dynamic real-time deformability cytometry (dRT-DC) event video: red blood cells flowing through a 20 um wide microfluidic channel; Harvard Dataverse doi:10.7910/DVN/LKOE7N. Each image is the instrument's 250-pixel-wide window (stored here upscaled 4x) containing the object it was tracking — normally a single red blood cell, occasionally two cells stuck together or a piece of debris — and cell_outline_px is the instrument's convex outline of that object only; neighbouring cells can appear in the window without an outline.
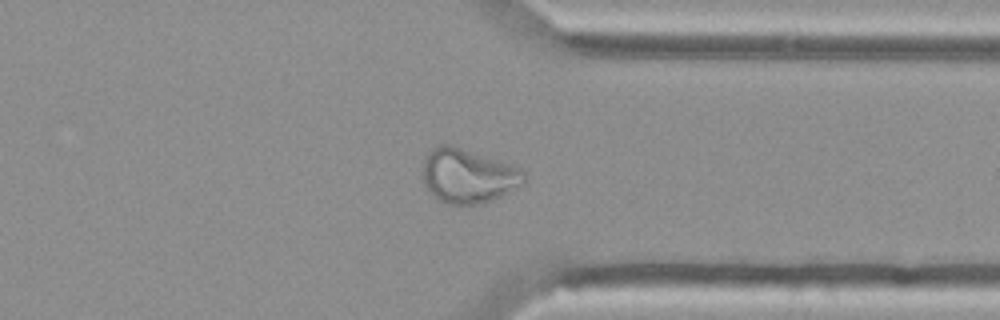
{"species": "Egyptian fruit bat (a non-hibernating species)", "species_latin": "Rousettus aegyptiacus", "temperature_condition": "cold", "stored_images_in_passage": 53, "camera_frame_rate_fps": 3000, "um_per_image_px": 0.085, "animal": {"sex": "female"}, "frame": {"image": 1, "passage_image": 41, "time_ms": 13.333, "image_size_px": [1000, 320], "cell_outline_px": [[528, 176], [524, 184], [500, 196], [480, 204], [448, 204], [432, 196], [428, 192], [420, 176], [424, 160], [428, 152], [432, 148], [440, 144], [448, 144], [520, 168]], "centroid_in_image_um": [39.74, 14.97], "position_along_channel_um": 371.7, "area_um2": 32.02}}
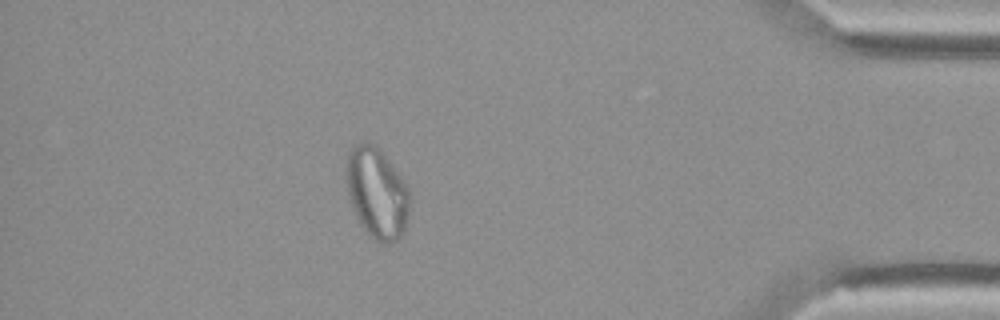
{"frame": {"image": 2, "passage_image": 47, "time_ms": 15.333, "image_size_px": [1000, 320], "cell_outline_px": [[412, 196], [408, 216], [404, 232], [400, 240], [388, 244], [380, 244], [360, 224], [356, 216], [348, 192], [348, 152], [356, 144], [364, 140], [376, 144], [380, 148], [392, 164], [408, 188]], "centroid_in_image_um": [32.1, 16.42], "position_along_channel_um": 403.1, "area_um2": 33.58}}